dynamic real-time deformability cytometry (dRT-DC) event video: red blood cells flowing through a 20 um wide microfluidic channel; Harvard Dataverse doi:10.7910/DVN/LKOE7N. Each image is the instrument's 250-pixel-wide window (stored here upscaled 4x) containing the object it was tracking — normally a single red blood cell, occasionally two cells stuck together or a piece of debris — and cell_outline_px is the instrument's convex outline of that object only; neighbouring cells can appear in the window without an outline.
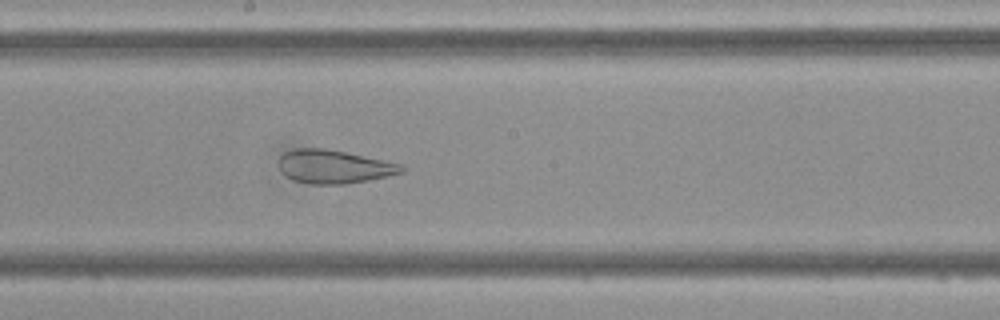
{"species": "Egyptian fruit bat (a non-hibernating species)", "species_latin": "Rousettus aegyptiacus", "temperature_condition": "cold", "stored_images_in_passage": 48, "camera_frame_rate_fps": 3000, "um_per_image_px": 0.085, "frame": {"image": 1, "passage_image": 25, "time_ms": 8.0, "image_size_px": [1000, 320], "cell_outline_px": [[404, 172], [368, 180], [344, 184], [308, 184], [292, 180], [280, 172], [280, 156], [284, 152], [292, 148], [328, 148], [400, 164], [404, 168]], "centroid_in_image_um": [28.32, 14.16], "position_along_channel_um": 219.9, "area_um2": 23.93}}
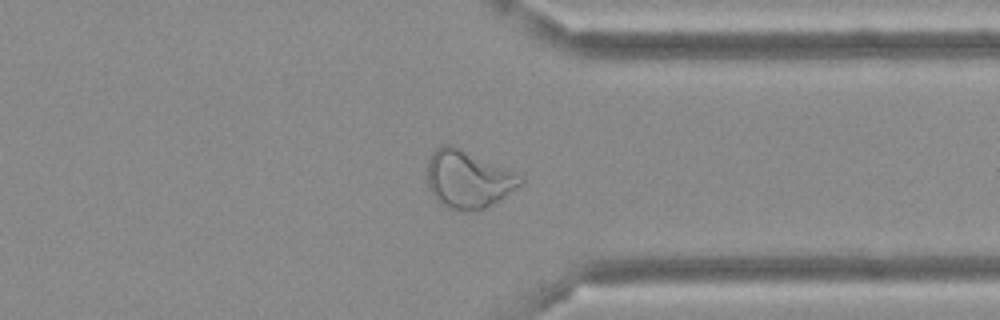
{"frame": {"image": 2, "passage_image": 36, "time_ms": 11.667, "image_size_px": [1000, 320], "cell_outline_px": [[524, 180], [520, 184], [504, 196], [492, 204], [484, 208], [448, 208], [440, 204], [436, 200], [428, 188], [428, 160], [432, 152], [440, 144], [452, 144], [504, 168], [512, 172]], "centroid_in_image_um": [39.7, 15.2], "position_along_channel_um": 371.7, "area_um2": 30.29}}
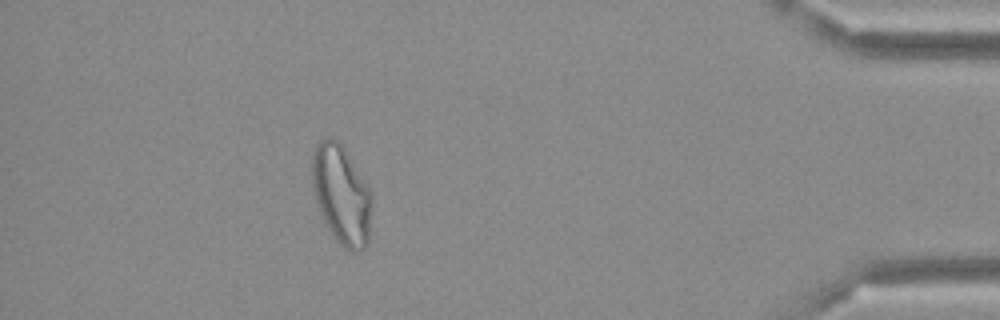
{"frame": {"image": 3, "passage_image": 42, "time_ms": 13.667, "image_size_px": [1000, 320], "cell_outline_px": [[372, 200], [368, 244], [360, 252], [352, 252], [344, 248], [336, 240], [324, 224], [316, 204], [312, 188], [312, 152], [316, 144], [324, 136], [332, 136], [344, 148], [368, 184], [372, 196]], "centroid_in_image_um": [29.01, 16.56], "position_along_channel_um": 406.2, "area_um2": 35.2}}